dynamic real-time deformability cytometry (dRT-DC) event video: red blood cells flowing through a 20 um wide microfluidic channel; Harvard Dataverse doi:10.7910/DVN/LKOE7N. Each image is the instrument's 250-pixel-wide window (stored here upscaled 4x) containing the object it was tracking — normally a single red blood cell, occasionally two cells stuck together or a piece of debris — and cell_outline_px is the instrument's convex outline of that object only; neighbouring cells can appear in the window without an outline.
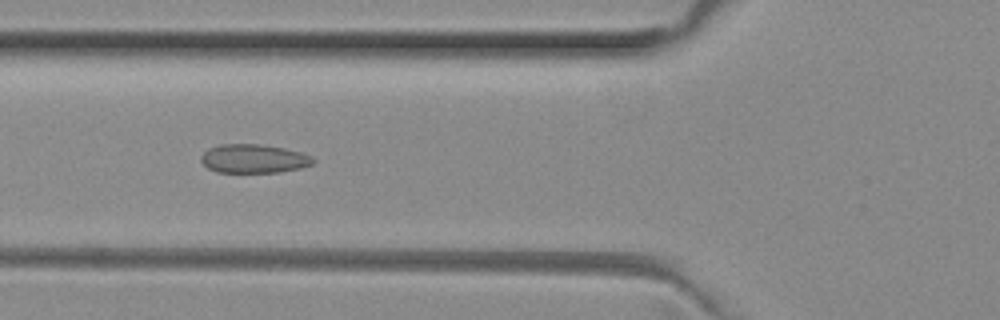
{"species": "common noctule bat (a hibernating species)", "species_latin": "Nyctalus noctula", "temperature_condition": "room temperature", "stored_images_in_passage": 37, "camera_frame_rate_fps": 3000, "um_per_image_px": 0.085, "animal": {"sex": "female", "body_mass_g": 29.2, "forearm_length_mm": 56.3}, "frame": {"image": 1, "passage_image": 5, "time_ms": 1.333, "image_size_px": [1000, 320], "cell_outline_px": [[316, 160], [312, 164], [300, 168], [280, 172], [216, 172], [208, 168], [200, 160], [200, 156], [208, 148], [220, 144], [260, 144], [284, 148], [300, 152], [312, 156]], "centroid_in_image_um": [21.56, 13.48], "position_along_channel_um": 104.2, "area_um2": 18.84}}
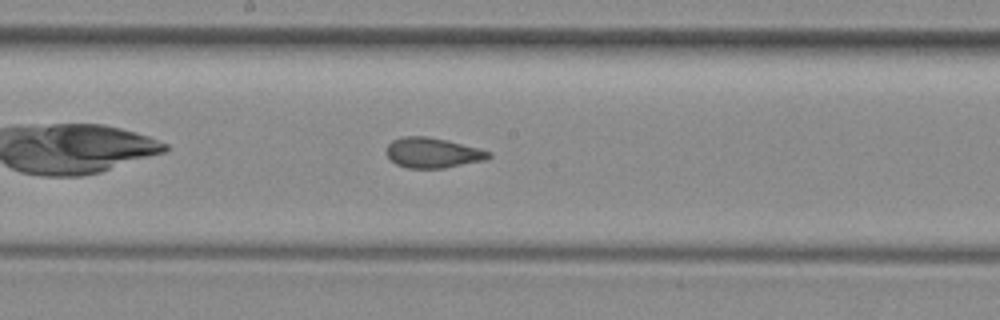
{"frame": {"image": 2, "passage_image": 13, "time_ms": 4.0, "image_size_px": [1000, 320], "cell_outline_px": [[492, 156], [488, 160], [444, 168], [408, 168], [396, 164], [384, 152], [388, 144], [392, 140], [404, 136], [428, 136], [480, 148], [492, 152]], "centroid_in_image_um": [36.8, 12.99], "position_along_channel_um": 211.4, "area_um2": 18.21}}
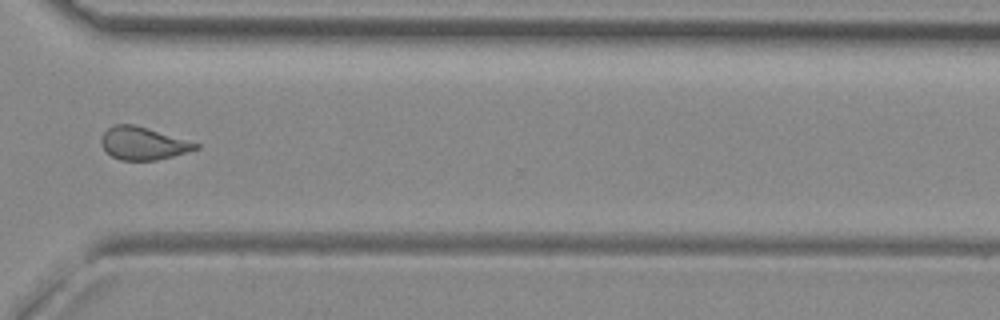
{"frame": {"image": 3, "passage_image": 24, "time_ms": 7.667, "image_size_px": [1000, 320], "cell_outline_px": [[200, 148], [188, 152], [156, 160], [120, 160], [112, 156], [100, 144], [100, 136], [108, 128], [116, 124], [136, 124], [200, 144]], "centroid_in_image_um": [12.15, 12.18], "position_along_channel_um": 358.4, "area_um2": 18.03}, "authors_computed_cell_mechanics": {"area_um2": 18.3226, "velocity_mm_per_s": 4.0106, "shape_relaxation_time_tau1_ms": null, "shape_relaxation_time_tau2_ms": 1.3144, "deformation_change_tau1": null, "deformation_change_tau2": 0.074}}